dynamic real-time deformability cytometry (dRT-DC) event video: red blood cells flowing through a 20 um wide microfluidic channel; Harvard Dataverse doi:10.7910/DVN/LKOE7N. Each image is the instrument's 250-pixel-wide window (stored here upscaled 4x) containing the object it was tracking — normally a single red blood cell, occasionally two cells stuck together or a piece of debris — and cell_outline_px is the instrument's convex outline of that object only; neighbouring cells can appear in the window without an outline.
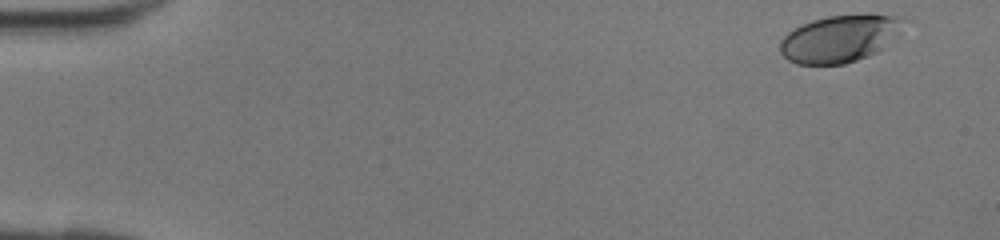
{"species": "human", "species_latin": "Homo sapiens", "temperature_condition": "room temperature", "stored_images_in_passage": 40, "camera_frame_rate_fps": 3000, "um_per_image_px": 0.085, "donor": {"sex": "female"}, "frame": {"image": 1, "passage_image": 1, "time_ms": 0.0, "image_size_px": [1000, 240], "cell_outline_px": [[912, 20], [884, 48], [868, 56], [844, 64], [796, 64], [788, 60], [780, 52], [780, 40], [788, 32], [812, 20], [828, 16], [868, 12], [872, 12], [900, 16]], "centroid_in_image_um": [71.49, 3.23], "position_along_channel_um": 13.5, "area_um2": 34.85}}
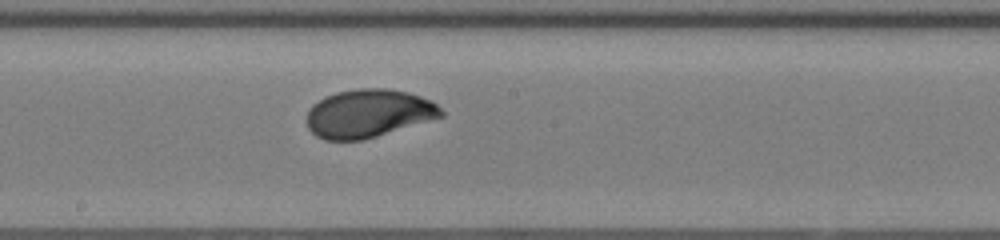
{"frame": {"image": 2, "passage_image": 22, "time_ms": 7.0, "image_size_px": [1000, 240], "cell_outline_px": [[444, 116], [364, 140], [324, 140], [316, 136], [308, 128], [308, 108], [312, 104], [324, 96], [336, 92], [356, 88], [388, 88], [408, 92], [432, 100], [444, 112]], "centroid_in_image_um": [31.31, 9.63], "position_along_channel_um": 216.9, "area_um2": 37.97}}
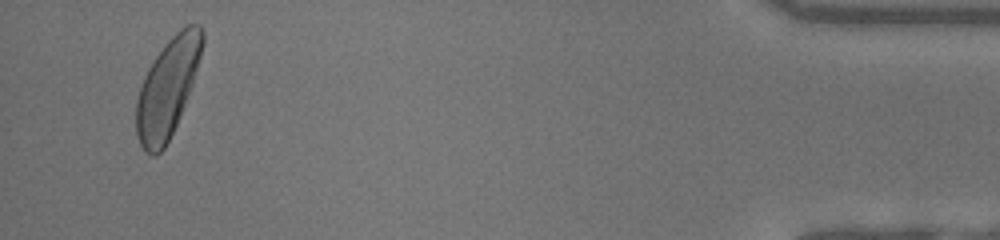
{"frame": {"image": 3, "passage_image": 39, "time_ms": 12.667, "image_size_px": [1000, 240], "cell_outline_px": [[204, 44], [192, 84], [180, 116], [164, 148], [156, 156], [152, 156], [144, 152], [140, 144], [136, 132], [136, 100], [144, 76], [148, 68], [164, 44], [180, 28], [188, 24], [200, 24], [204, 32]], "centroid_in_image_um": [14.24, 7.46], "position_along_channel_um": 421.0, "area_um2": 37.74}}